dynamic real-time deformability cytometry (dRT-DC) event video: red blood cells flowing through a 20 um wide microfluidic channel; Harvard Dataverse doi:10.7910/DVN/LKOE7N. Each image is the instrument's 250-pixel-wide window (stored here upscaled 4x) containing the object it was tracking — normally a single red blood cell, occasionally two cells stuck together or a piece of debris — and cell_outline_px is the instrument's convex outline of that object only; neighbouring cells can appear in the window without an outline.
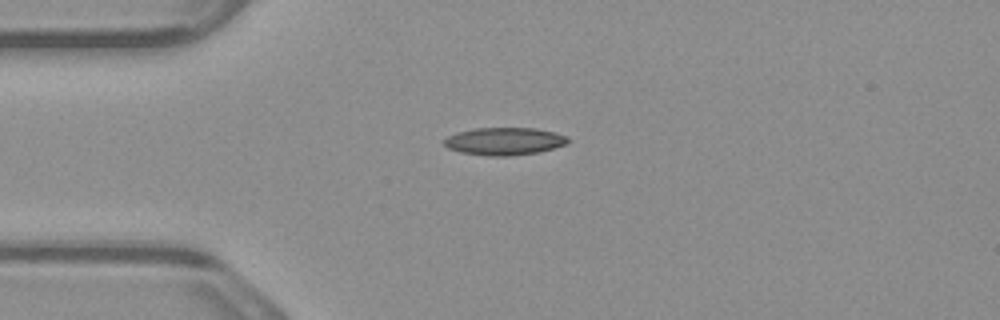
{"species": "common noctule bat (a hibernating species)", "species_latin": "Nyctalus noctula", "temperature_condition": "warm", "stored_images_in_passage": 3, "camera_frame_rate_fps": 3000, "um_per_image_px": 0.085, "animal": {"sex": "male", "body_mass_g": 23.1, "forearm_length_mm": 52.7}, "frame": {"image": 1, "passage_image": 1, "time_ms": 0.0, "image_size_px": [1000, 320], "cell_outline_px": [[572, 140], [568, 144], [540, 152], [508, 156], [488, 156], [460, 152], [448, 148], [444, 144], [444, 140], [448, 136], [456, 132], [472, 128], [536, 128], [568, 136]], "centroid_in_image_um": [42.9, 12.01], "position_along_channel_um": 42.1, "area_um2": 20.11}}
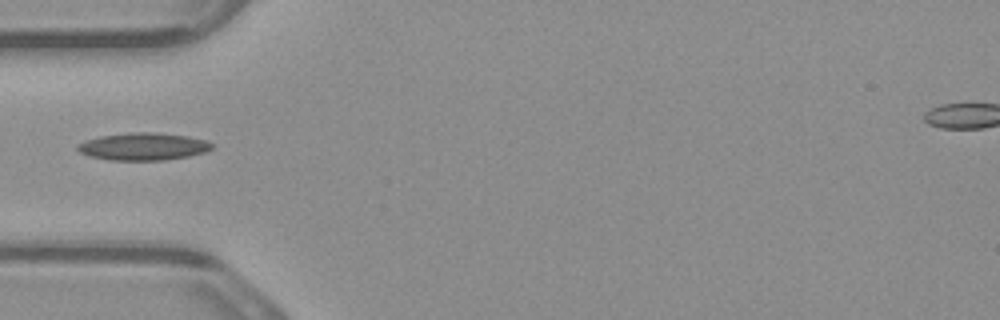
{"frame": {"image": 2, "passage_image": 2, "time_ms": 0.333, "image_size_px": [1000, 320], "cell_outline_px": [[212, 148], [204, 152], [188, 156], [164, 160], [108, 160], [88, 156], [80, 152], [76, 148], [76, 144], [84, 140], [100, 136], [132, 132], [156, 132], [188, 136], [204, 140], [212, 144]], "centroid_in_image_um": [12.11, 12.45], "position_along_channel_um": 72.9, "area_um2": 21.5}}
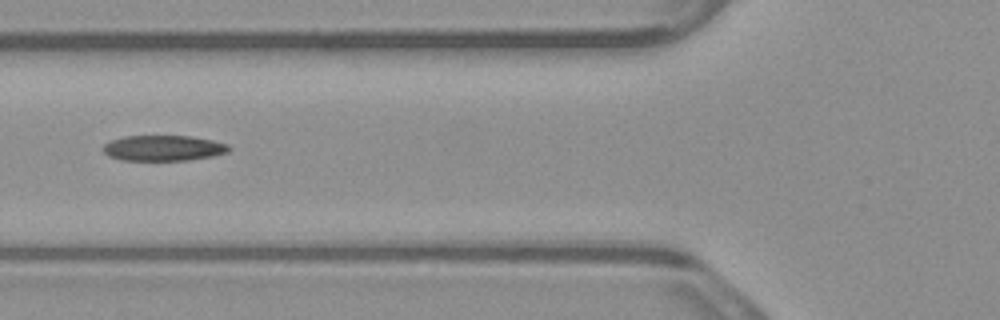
{"frame": {"image": 3, "passage_image": 3, "time_ms": 0.667, "image_size_px": [1000, 320], "cell_outline_px": [[232, 148], [228, 152], [212, 156], [188, 160], [120, 160], [108, 156], [104, 152], [104, 144], [112, 140], [124, 136], [192, 136], [212, 140], [228, 144]], "centroid_in_image_um": [13.91, 12.58], "position_along_channel_um": 111.9, "area_um2": 18.73}}